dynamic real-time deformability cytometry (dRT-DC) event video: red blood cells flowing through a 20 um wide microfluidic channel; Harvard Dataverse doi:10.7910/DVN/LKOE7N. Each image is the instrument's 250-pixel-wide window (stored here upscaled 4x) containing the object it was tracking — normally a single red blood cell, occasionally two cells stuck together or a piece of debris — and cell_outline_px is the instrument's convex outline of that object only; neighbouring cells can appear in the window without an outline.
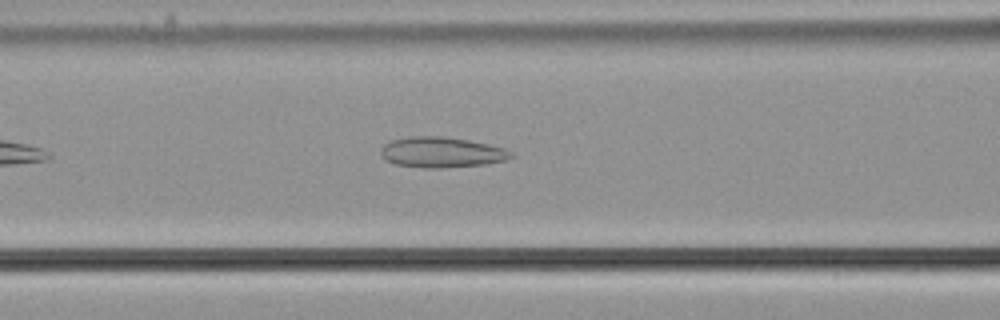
{"species": "common noctule bat (a hibernating species)", "species_latin": "Nyctalus noctula", "temperature_condition": "cold", "stored_images_in_passage": 39, "camera_frame_rate_fps": 3000, "um_per_image_px": 0.085, "animal": {"sex": "male", "body_mass_g": 21.5, "forearm_length_mm": 52.0}, "frame": {"image": 1, "passage_image": 10, "time_ms": 3.0, "image_size_px": [1000, 320], "cell_outline_px": [[516, 156], [508, 160], [484, 164], [440, 168], [424, 168], [396, 164], [384, 160], [380, 152], [380, 148], [384, 144], [392, 140], [412, 136], [444, 136], [468, 140], [488, 144], [504, 148], [512, 152]], "centroid_in_image_um": [37.54, 12.94], "position_along_channel_um": 129.1, "area_um2": 23.29}}
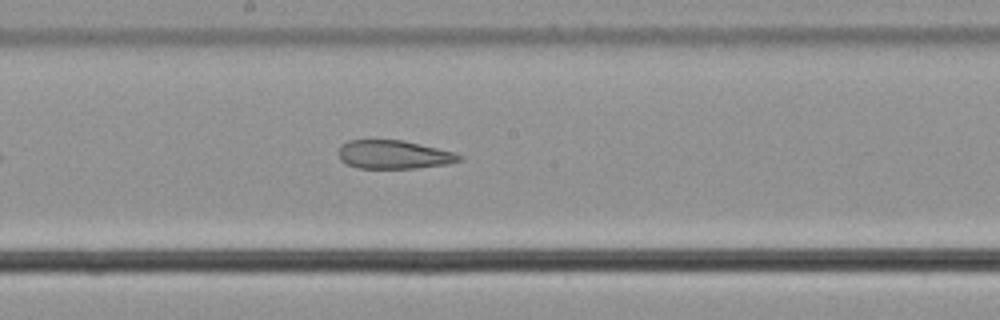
{"frame": {"image": 2, "passage_image": 17, "time_ms": 5.333, "image_size_px": [1000, 320], "cell_outline_px": [[464, 160], [448, 164], [416, 168], [356, 168], [344, 164], [340, 160], [340, 144], [348, 140], [404, 140], [456, 152], [464, 156]], "centroid_in_image_um": [33.51, 13.14], "position_along_channel_um": 214.7, "area_um2": 20.4}}
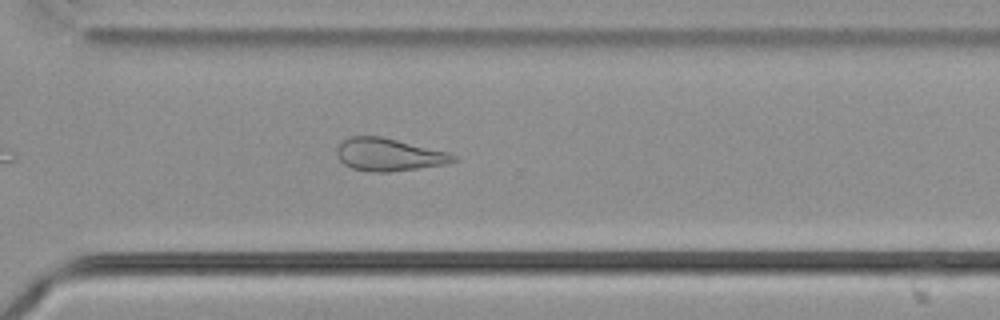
{"frame": {"image": 3, "passage_image": 27, "time_ms": 8.667, "image_size_px": [1000, 320], "cell_outline_px": [[460, 160], [444, 164], [388, 172], [372, 172], [352, 168], [344, 164], [336, 156], [336, 148], [340, 140], [352, 136], [380, 136], [448, 152], [456, 156]], "centroid_in_image_um": [33.0, 13.13], "position_along_channel_um": 337.6, "area_um2": 22.14}, "authors_computed_cell_mechanics": {"area_um2": 23.0622, "velocity_mm_per_s": 3.6792, "shape_relaxation_time_tau1_ms": null, "shape_relaxation_time_tau2_ms": 3.2634, "deformation_change_tau1": null, "deformation_change_tau2": 0.1152}}